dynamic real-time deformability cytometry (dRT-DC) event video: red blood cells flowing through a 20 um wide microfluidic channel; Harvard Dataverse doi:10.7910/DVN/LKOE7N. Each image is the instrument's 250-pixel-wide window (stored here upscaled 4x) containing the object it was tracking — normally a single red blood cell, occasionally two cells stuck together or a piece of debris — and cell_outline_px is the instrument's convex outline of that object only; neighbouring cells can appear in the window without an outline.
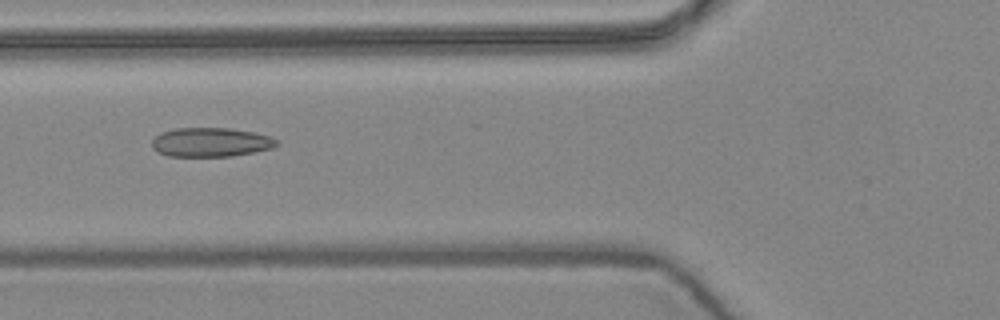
{"species": "common noctule bat (a hibernating species)", "species_latin": "Nyctalus noctula", "temperature_condition": "warm", "stored_images_in_passage": 9, "camera_frame_rate_fps": 3000, "um_per_image_px": 0.085, "animal": {"sex": "female", "body_mass_g": 24.6, "forearm_length_mm": 56.2}, "frame": {"image": 1, "passage_image": 6, "time_ms": 1.667, "image_size_px": [1000, 320], "cell_outline_px": [[280, 144], [272, 148], [232, 156], [168, 156], [152, 148], [152, 140], [160, 132], [176, 128], [228, 128], [252, 132], [268, 136], [280, 140]], "centroid_in_image_um": [17.92, 12.08], "position_along_channel_um": 107.9, "area_um2": 21.1}}
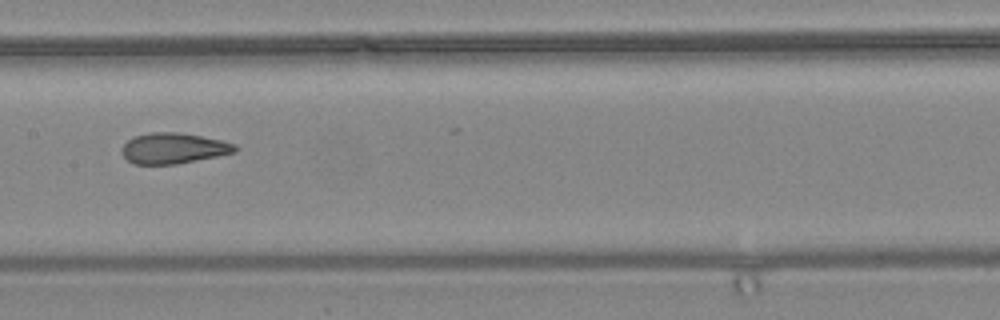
{"frame": {"image": 2, "passage_image": 8, "time_ms": 2.333, "image_size_px": [1000, 320], "cell_outline_px": [[240, 148], [236, 152], [176, 164], [132, 164], [120, 152], [120, 148], [128, 140], [136, 136], [152, 132], [176, 132], [200, 136], [220, 140], [236, 144]], "centroid_in_image_um": [14.74, 12.61], "position_along_channel_um": 192.7, "area_um2": 20.17}}
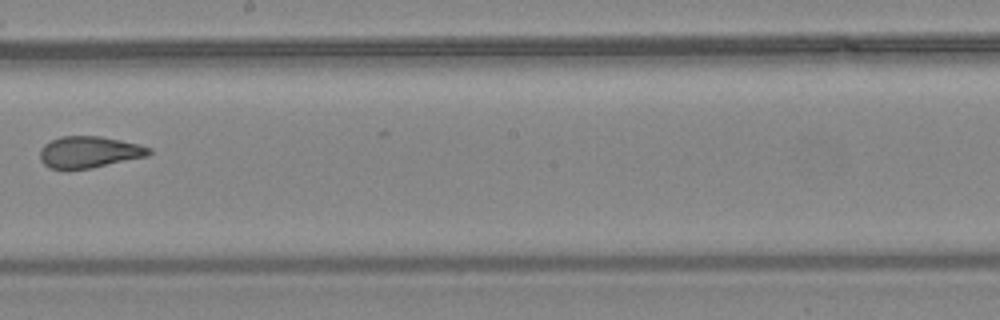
{"frame": {"image": 3, "passage_image": 9, "time_ms": 2.667, "image_size_px": [1000, 320], "cell_outline_px": [[152, 152], [148, 156], [92, 168], [64, 172], [48, 168], [40, 160], [40, 148], [44, 144], [60, 136], [100, 136], [140, 144], [152, 148]], "centroid_in_image_um": [7.54, 12.96], "position_along_channel_um": 240.7, "area_um2": 20.69}}